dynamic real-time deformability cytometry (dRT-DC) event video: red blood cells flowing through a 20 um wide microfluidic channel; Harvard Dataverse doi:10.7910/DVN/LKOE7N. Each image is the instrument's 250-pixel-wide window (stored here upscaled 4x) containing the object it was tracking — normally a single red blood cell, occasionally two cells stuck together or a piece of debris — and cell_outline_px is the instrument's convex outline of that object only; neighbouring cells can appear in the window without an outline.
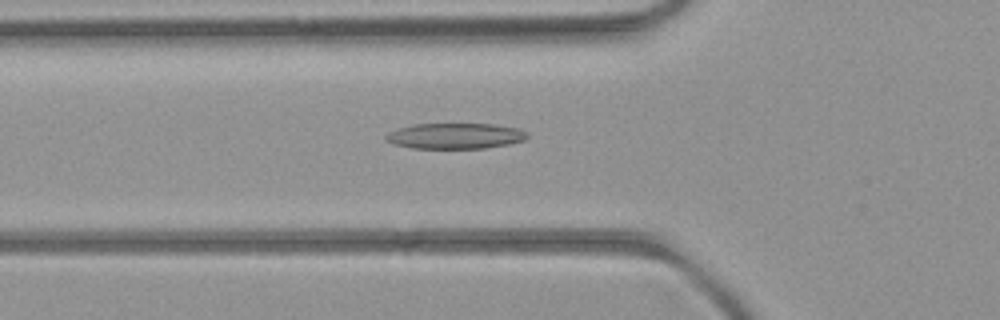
{"species": "common noctule bat (a hibernating species)", "species_latin": "Nyctalus noctula", "temperature_condition": "room temperature", "stored_images_in_passage": 49, "camera_frame_rate_fps": 3000, "um_per_image_px": 0.085, "animal": {"sex": "female", "body_mass_g": 21.9}, "frame": {"image": 1, "passage_image": 15, "time_ms": 4.667, "image_size_px": [1000, 320], "cell_outline_px": [[528, 136], [524, 140], [508, 144], [484, 148], [412, 148], [396, 144], [384, 140], [384, 136], [388, 132], [412, 124], [492, 124], [516, 128], [524, 132]], "centroid_in_image_um": [38.64, 11.55], "position_along_channel_um": 87.2, "area_um2": 20.92}}
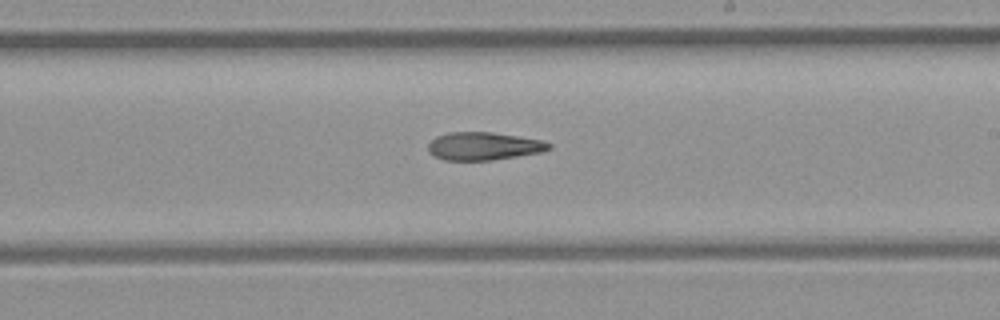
{"frame": {"image": 2, "passage_image": 27, "time_ms": 8.667, "image_size_px": [1000, 320], "cell_outline_px": [[552, 148], [540, 152], [492, 160], [444, 160], [432, 156], [428, 152], [428, 144], [436, 136], [448, 132], [492, 132], [540, 140], [552, 144]], "centroid_in_image_um": [41.06, 12.42], "position_along_channel_um": 247.9, "area_um2": 19.59}}
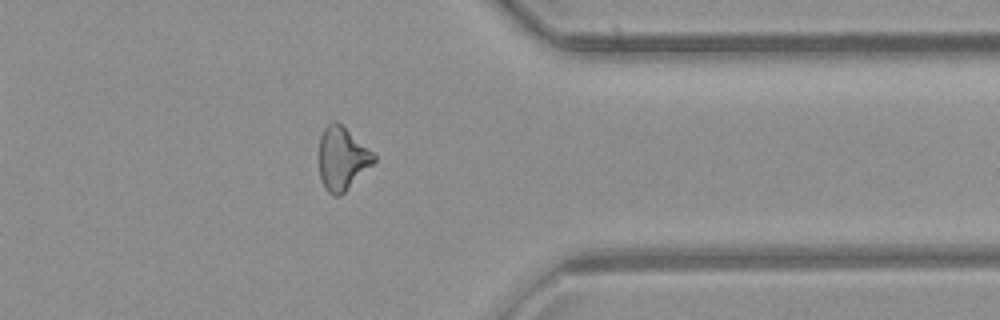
{"frame": {"image": 3, "passage_image": 38, "time_ms": 12.333, "image_size_px": [1000, 320], "cell_outline_px": [[376, 160], [340, 196], [332, 196], [324, 188], [320, 176], [320, 136], [324, 128], [332, 120], [336, 120], [376, 152]], "centroid_in_image_um": [29.1, 13.44], "position_along_channel_um": 382.3, "area_um2": 20.23}}